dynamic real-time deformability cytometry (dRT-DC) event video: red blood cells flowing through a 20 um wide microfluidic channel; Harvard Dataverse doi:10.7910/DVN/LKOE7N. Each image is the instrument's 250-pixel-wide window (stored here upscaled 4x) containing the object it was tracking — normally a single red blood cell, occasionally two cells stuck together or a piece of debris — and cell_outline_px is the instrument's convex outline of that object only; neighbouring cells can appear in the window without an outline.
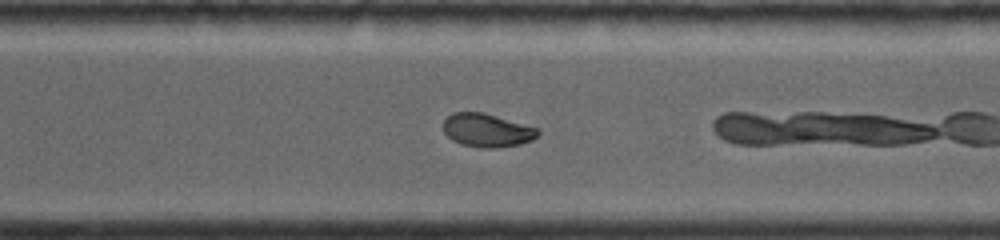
{"species": "common noctule bat (a hibernating species)", "species_latin": "Nyctalus noctula", "temperature_condition": "room temperature", "stored_images_in_passage": 27, "camera_frame_rate_fps": 4000, "um_per_image_px": 0.085, "animal": {"sex": "female", "body_mass_g": 19.0, "forearm_length_mm": 56.7}, "frame": {"image": 1, "passage_image": 16, "time_ms": 6.25, "image_size_px": [1000, 240], "cell_outline_px": [[540, 132], [532, 140], [520, 144], [492, 148], [484, 148], [460, 144], [452, 140], [444, 132], [444, 120], [452, 112], [484, 112], [540, 128]], "centroid_in_image_um": [41.41, 11.06], "position_along_channel_um": 329.2, "area_um2": 18.5}}